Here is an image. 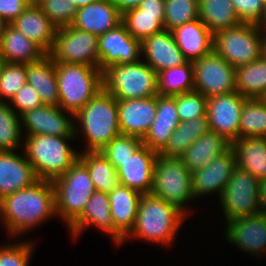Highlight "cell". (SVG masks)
<instances>
[{"label":"cell","instance_id":"obj_1","mask_svg":"<svg viewBox=\"0 0 266 266\" xmlns=\"http://www.w3.org/2000/svg\"><path fill=\"white\" fill-rule=\"evenodd\" d=\"M55 216L54 188L50 181L38 179L0 200V222L14 238Z\"/></svg>","mask_w":266,"mask_h":266},{"label":"cell","instance_id":"obj_2","mask_svg":"<svg viewBox=\"0 0 266 266\" xmlns=\"http://www.w3.org/2000/svg\"><path fill=\"white\" fill-rule=\"evenodd\" d=\"M74 119L81 125V130L75 125V136L82 135L88 143L83 151L100 152L113 138L121 135L117 99L103 89L74 115Z\"/></svg>","mask_w":266,"mask_h":266},{"label":"cell","instance_id":"obj_3","mask_svg":"<svg viewBox=\"0 0 266 266\" xmlns=\"http://www.w3.org/2000/svg\"><path fill=\"white\" fill-rule=\"evenodd\" d=\"M188 216L176 206L152 194L141 196L136 221L124 238L134 237L144 241L170 245L175 239L182 221Z\"/></svg>","mask_w":266,"mask_h":266},{"label":"cell","instance_id":"obj_4","mask_svg":"<svg viewBox=\"0 0 266 266\" xmlns=\"http://www.w3.org/2000/svg\"><path fill=\"white\" fill-rule=\"evenodd\" d=\"M24 137V154L40 180L52 182L61 177L79 159L80 152L74 150L67 142L76 139L75 137L44 134Z\"/></svg>","mask_w":266,"mask_h":266},{"label":"cell","instance_id":"obj_5","mask_svg":"<svg viewBox=\"0 0 266 266\" xmlns=\"http://www.w3.org/2000/svg\"><path fill=\"white\" fill-rule=\"evenodd\" d=\"M59 107L76 114L102 89V71L98 67L55 62Z\"/></svg>","mask_w":266,"mask_h":266},{"label":"cell","instance_id":"obj_6","mask_svg":"<svg viewBox=\"0 0 266 266\" xmlns=\"http://www.w3.org/2000/svg\"><path fill=\"white\" fill-rule=\"evenodd\" d=\"M102 89L117 100L158 95V73L145 61L112 65L102 71Z\"/></svg>","mask_w":266,"mask_h":266},{"label":"cell","instance_id":"obj_7","mask_svg":"<svg viewBox=\"0 0 266 266\" xmlns=\"http://www.w3.org/2000/svg\"><path fill=\"white\" fill-rule=\"evenodd\" d=\"M55 212L67 228L81 215L96 191L87 167L78 159L61 177L52 181Z\"/></svg>","mask_w":266,"mask_h":266},{"label":"cell","instance_id":"obj_8","mask_svg":"<svg viewBox=\"0 0 266 266\" xmlns=\"http://www.w3.org/2000/svg\"><path fill=\"white\" fill-rule=\"evenodd\" d=\"M155 197L164 199L187 216L186 205L195 199L192 192L191 172L183 161L177 157H166L158 154L154 168V182L151 192ZM185 206V207H183Z\"/></svg>","mask_w":266,"mask_h":266},{"label":"cell","instance_id":"obj_9","mask_svg":"<svg viewBox=\"0 0 266 266\" xmlns=\"http://www.w3.org/2000/svg\"><path fill=\"white\" fill-rule=\"evenodd\" d=\"M262 32L252 23L221 30L213 34V51L231 66L249 64L261 57Z\"/></svg>","mask_w":266,"mask_h":266},{"label":"cell","instance_id":"obj_10","mask_svg":"<svg viewBox=\"0 0 266 266\" xmlns=\"http://www.w3.org/2000/svg\"><path fill=\"white\" fill-rule=\"evenodd\" d=\"M258 191L259 181L236 167L219 198L226 222L261 213Z\"/></svg>","mask_w":266,"mask_h":266},{"label":"cell","instance_id":"obj_11","mask_svg":"<svg viewBox=\"0 0 266 266\" xmlns=\"http://www.w3.org/2000/svg\"><path fill=\"white\" fill-rule=\"evenodd\" d=\"M49 55L54 62L98 67V36L71 25L59 27Z\"/></svg>","mask_w":266,"mask_h":266},{"label":"cell","instance_id":"obj_12","mask_svg":"<svg viewBox=\"0 0 266 266\" xmlns=\"http://www.w3.org/2000/svg\"><path fill=\"white\" fill-rule=\"evenodd\" d=\"M192 64L195 91L207 98L236 91V68L213 50Z\"/></svg>","mask_w":266,"mask_h":266},{"label":"cell","instance_id":"obj_13","mask_svg":"<svg viewBox=\"0 0 266 266\" xmlns=\"http://www.w3.org/2000/svg\"><path fill=\"white\" fill-rule=\"evenodd\" d=\"M245 99L237 91L207 98L210 131L223 136L231 144L238 140L241 110Z\"/></svg>","mask_w":266,"mask_h":266},{"label":"cell","instance_id":"obj_14","mask_svg":"<svg viewBox=\"0 0 266 266\" xmlns=\"http://www.w3.org/2000/svg\"><path fill=\"white\" fill-rule=\"evenodd\" d=\"M98 54L101 71L112 65L134 63L142 55L141 41L132 37L121 23L98 36Z\"/></svg>","mask_w":266,"mask_h":266},{"label":"cell","instance_id":"obj_15","mask_svg":"<svg viewBox=\"0 0 266 266\" xmlns=\"http://www.w3.org/2000/svg\"><path fill=\"white\" fill-rule=\"evenodd\" d=\"M68 114V115H65ZM74 114L64 111L59 106L45 105L26 111L21 117V127L25 136L44 134L59 137H76Z\"/></svg>","mask_w":266,"mask_h":266},{"label":"cell","instance_id":"obj_16","mask_svg":"<svg viewBox=\"0 0 266 266\" xmlns=\"http://www.w3.org/2000/svg\"><path fill=\"white\" fill-rule=\"evenodd\" d=\"M226 225L224 237L229 244L258 257L266 251V214L239 217Z\"/></svg>","mask_w":266,"mask_h":266},{"label":"cell","instance_id":"obj_17","mask_svg":"<svg viewBox=\"0 0 266 266\" xmlns=\"http://www.w3.org/2000/svg\"><path fill=\"white\" fill-rule=\"evenodd\" d=\"M235 168L236 158L230 147L220 156H216L204 168L192 172V192L195 199L200 195H210L214 192L220 198Z\"/></svg>","mask_w":266,"mask_h":266},{"label":"cell","instance_id":"obj_18","mask_svg":"<svg viewBox=\"0 0 266 266\" xmlns=\"http://www.w3.org/2000/svg\"><path fill=\"white\" fill-rule=\"evenodd\" d=\"M90 225L109 234L116 245L123 244L124 237L114 228L108 193L95 191L91 195L81 215L68 227L69 233L77 238Z\"/></svg>","mask_w":266,"mask_h":266},{"label":"cell","instance_id":"obj_19","mask_svg":"<svg viewBox=\"0 0 266 266\" xmlns=\"http://www.w3.org/2000/svg\"><path fill=\"white\" fill-rule=\"evenodd\" d=\"M158 152L142 145L117 170L119 182L142 194H151Z\"/></svg>","mask_w":266,"mask_h":266},{"label":"cell","instance_id":"obj_20","mask_svg":"<svg viewBox=\"0 0 266 266\" xmlns=\"http://www.w3.org/2000/svg\"><path fill=\"white\" fill-rule=\"evenodd\" d=\"M165 0H142L139 7L122 13L121 23L134 38L142 41L164 30Z\"/></svg>","mask_w":266,"mask_h":266},{"label":"cell","instance_id":"obj_21","mask_svg":"<svg viewBox=\"0 0 266 266\" xmlns=\"http://www.w3.org/2000/svg\"><path fill=\"white\" fill-rule=\"evenodd\" d=\"M117 107L121 135L143 138L156 116L157 95L117 100Z\"/></svg>","mask_w":266,"mask_h":266},{"label":"cell","instance_id":"obj_22","mask_svg":"<svg viewBox=\"0 0 266 266\" xmlns=\"http://www.w3.org/2000/svg\"><path fill=\"white\" fill-rule=\"evenodd\" d=\"M141 49L145 62L157 73L188 62L178 48L172 31L163 30L146 37L141 41Z\"/></svg>","mask_w":266,"mask_h":266},{"label":"cell","instance_id":"obj_23","mask_svg":"<svg viewBox=\"0 0 266 266\" xmlns=\"http://www.w3.org/2000/svg\"><path fill=\"white\" fill-rule=\"evenodd\" d=\"M10 25L37 44L46 54L53 49L58 27L34 1Z\"/></svg>","mask_w":266,"mask_h":266},{"label":"cell","instance_id":"obj_24","mask_svg":"<svg viewBox=\"0 0 266 266\" xmlns=\"http://www.w3.org/2000/svg\"><path fill=\"white\" fill-rule=\"evenodd\" d=\"M0 151V200L38 180L24 152Z\"/></svg>","mask_w":266,"mask_h":266},{"label":"cell","instance_id":"obj_25","mask_svg":"<svg viewBox=\"0 0 266 266\" xmlns=\"http://www.w3.org/2000/svg\"><path fill=\"white\" fill-rule=\"evenodd\" d=\"M122 13L110 0H99L77 9L71 26L100 36L121 24Z\"/></svg>","mask_w":266,"mask_h":266},{"label":"cell","instance_id":"obj_26","mask_svg":"<svg viewBox=\"0 0 266 266\" xmlns=\"http://www.w3.org/2000/svg\"><path fill=\"white\" fill-rule=\"evenodd\" d=\"M180 123L175 98L157 95V110L153 123L142 138L143 145L159 152Z\"/></svg>","mask_w":266,"mask_h":266},{"label":"cell","instance_id":"obj_27","mask_svg":"<svg viewBox=\"0 0 266 266\" xmlns=\"http://www.w3.org/2000/svg\"><path fill=\"white\" fill-rule=\"evenodd\" d=\"M172 33L188 61L200 59L213 50V34L200 19L176 27Z\"/></svg>","mask_w":266,"mask_h":266},{"label":"cell","instance_id":"obj_28","mask_svg":"<svg viewBox=\"0 0 266 266\" xmlns=\"http://www.w3.org/2000/svg\"><path fill=\"white\" fill-rule=\"evenodd\" d=\"M114 228L125 238L133 229L142 193L119 184L108 193Z\"/></svg>","mask_w":266,"mask_h":266},{"label":"cell","instance_id":"obj_29","mask_svg":"<svg viewBox=\"0 0 266 266\" xmlns=\"http://www.w3.org/2000/svg\"><path fill=\"white\" fill-rule=\"evenodd\" d=\"M26 82L36 90L43 104L59 105L55 62L49 54L26 65Z\"/></svg>","mask_w":266,"mask_h":266},{"label":"cell","instance_id":"obj_30","mask_svg":"<svg viewBox=\"0 0 266 266\" xmlns=\"http://www.w3.org/2000/svg\"><path fill=\"white\" fill-rule=\"evenodd\" d=\"M46 53L24 34L8 24L0 41L1 62L29 64L39 61Z\"/></svg>","mask_w":266,"mask_h":266},{"label":"cell","instance_id":"obj_31","mask_svg":"<svg viewBox=\"0 0 266 266\" xmlns=\"http://www.w3.org/2000/svg\"><path fill=\"white\" fill-rule=\"evenodd\" d=\"M236 167L254 176L266 179V137H245L231 144Z\"/></svg>","mask_w":266,"mask_h":266},{"label":"cell","instance_id":"obj_32","mask_svg":"<svg viewBox=\"0 0 266 266\" xmlns=\"http://www.w3.org/2000/svg\"><path fill=\"white\" fill-rule=\"evenodd\" d=\"M231 147L223 136L209 131L192 143L180 156L185 167L192 173L204 168L216 156H220Z\"/></svg>","mask_w":266,"mask_h":266},{"label":"cell","instance_id":"obj_33","mask_svg":"<svg viewBox=\"0 0 266 266\" xmlns=\"http://www.w3.org/2000/svg\"><path fill=\"white\" fill-rule=\"evenodd\" d=\"M210 131L207 117L180 122L166 145L158 152L161 156L177 157L187 150L202 135Z\"/></svg>","mask_w":266,"mask_h":266},{"label":"cell","instance_id":"obj_34","mask_svg":"<svg viewBox=\"0 0 266 266\" xmlns=\"http://www.w3.org/2000/svg\"><path fill=\"white\" fill-rule=\"evenodd\" d=\"M199 19L212 34L241 24L232 0H199Z\"/></svg>","mask_w":266,"mask_h":266},{"label":"cell","instance_id":"obj_35","mask_svg":"<svg viewBox=\"0 0 266 266\" xmlns=\"http://www.w3.org/2000/svg\"><path fill=\"white\" fill-rule=\"evenodd\" d=\"M236 91L245 98H266V60L236 67Z\"/></svg>","mask_w":266,"mask_h":266},{"label":"cell","instance_id":"obj_36","mask_svg":"<svg viewBox=\"0 0 266 266\" xmlns=\"http://www.w3.org/2000/svg\"><path fill=\"white\" fill-rule=\"evenodd\" d=\"M79 160L87 167L96 191L109 193L120 184L117 170L101 152L82 151Z\"/></svg>","mask_w":266,"mask_h":266},{"label":"cell","instance_id":"obj_37","mask_svg":"<svg viewBox=\"0 0 266 266\" xmlns=\"http://www.w3.org/2000/svg\"><path fill=\"white\" fill-rule=\"evenodd\" d=\"M266 137V98H246L241 110L239 139Z\"/></svg>","mask_w":266,"mask_h":266},{"label":"cell","instance_id":"obj_38","mask_svg":"<svg viewBox=\"0 0 266 266\" xmlns=\"http://www.w3.org/2000/svg\"><path fill=\"white\" fill-rule=\"evenodd\" d=\"M191 91H194L192 61L158 73L159 95L174 96Z\"/></svg>","mask_w":266,"mask_h":266},{"label":"cell","instance_id":"obj_39","mask_svg":"<svg viewBox=\"0 0 266 266\" xmlns=\"http://www.w3.org/2000/svg\"><path fill=\"white\" fill-rule=\"evenodd\" d=\"M22 132L21 117L9 103L0 102V151L23 148Z\"/></svg>","mask_w":266,"mask_h":266},{"label":"cell","instance_id":"obj_40","mask_svg":"<svg viewBox=\"0 0 266 266\" xmlns=\"http://www.w3.org/2000/svg\"><path fill=\"white\" fill-rule=\"evenodd\" d=\"M199 19V0H165L164 30Z\"/></svg>","mask_w":266,"mask_h":266},{"label":"cell","instance_id":"obj_41","mask_svg":"<svg viewBox=\"0 0 266 266\" xmlns=\"http://www.w3.org/2000/svg\"><path fill=\"white\" fill-rule=\"evenodd\" d=\"M25 83L26 64L0 63V102L9 103Z\"/></svg>","mask_w":266,"mask_h":266},{"label":"cell","instance_id":"obj_42","mask_svg":"<svg viewBox=\"0 0 266 266\" xmlns=\"http://www.w3.org/2000/svg\"><path fill=\"white\" fill-rule=\"evenodd\" d=\"M143 145L142 138L119 135L113 138L100 152L118 170L121 163Z\"/></svg>","mask_w":266,"mask_h":266},{"label":"cell","instance_id":"obj_43","mask_svg":"<svg viewBox=\"0 0 266 266\" xmlns=\"http://www.w3.org/2000/svg\"><path fill=\"white\" fill-rule=\"evenodd\" d=\"M173 97L180 122L207 117V97L200 92L194 90Z\"/></svg>","mask_w":266,"mask_h":266},{"label":"cell","instance_id":"obj_44","mask_svg":"<svg viewBox=\"0 0 266 266\" xmlns=\"http://www.w3.org/2000/svg\"><path fill=\"white\" fill-rule=\"evenodd\" d=\"M34 2L58 28L71 25L78 9L74 2L68 0H34Z\"/></svg>","mask_w":266,"mask_h":266},{"label":"cell","instance_id":"obj_45","mask_svg":"<svg viewBox=\"0 0 266 266\" xmlns=\"http://www.w3.org/2000/svg\"><path fill=\"white\" fill-rule=\"evenodd\" d=\"M34 244L28 241L0 246V266H28Z\"/></svg>","mask_w":266,"mask_h":266},{"label":"cell","instance_id":"obj_46","mask_svg":"<svg viewBox=\"0 0 266 266\" xmlns=\"http://www.w3.org/2000/svg\"><path fill=\"white\" fill-rule=\"evenodd\" d=\"M232 3L241 23L258 25L263 19L266 9L264 0H232Z\"/></svg>","mask_w":266,"mask_h":266},{"label":"cell","instance_id":"obj_47","mask_svg":"<svg viewBox=\"0 0 266 266\" xmlns=\"http://www.w3.org/2000/svg\"><path fill=\"white\" fill-rule=\"evenodd\" d=\"M9 104L19 116L43 105L36 90L27 82L16 92Z\"/></svg>","mask_w":266,"mask_h":266},{"label":"cell","instance_id":"obj_48","mask_svg":"<svg viewBox=\"0 0 266 266\" xmlns=\"http://www.w3.org/2000/svg\"><path fill=\"white\" fill-rule=\"evenodd\" d=\"M34 0H0V16L10 24Z\"/></svg>","mask_w":266,"mask_h":266},{"label":"cell","instance_id":"obj_49","mask_svg":"<svg viewBox=\"0 0 266 266\" xmlns=\"http://www.w3.org/2000/svg\"><path fill=\"white\" fill-rule=\"evenodd\" d=\"M115 7L121 12L139 7L142 0H110Z\"/></svg>","mask_w":266,"mask_h":266},{"label":"cell","instance_id":"obj_50","mask_svg":"<svg viewBox=\"0 0 266 266\" xmlns=\"http://www.w3.org/2000/svg\"><path fill=\"white\" fill-rule=\"evenodd\" d=\"M258 195L261 213L266 214V179L259 181Z\"/></svg>","mask_w":266,"mask_h":266},{"label":"cell","instance_id":"obj_51","mask_svg":"<svg viewBox=\"0 0 266 266\" xmlns=\"http://www.w3.org/2000/svg\"><path fill=\"white\" fill-rule=\"evenodd\" d=\"M68 1L74 2L77 8H81L99 0H68Z\"/></svg>","mask_w":266,"mask_h":266},{"label":"cell","instance_id":"obj_52","mask_svg":"<svg viewBox=\"0 0 266 266\" xmlns=\"http://www.w3.org/2000/svg\"><path fill=\"white\" fill-rule=\"evenodd\" d=\"M261 57L266 60V33H262Z\"/></svg>","mask_w":266,"mask_h":266},{"label":"cell","instance_id":"obj_53","mask_svg":"<svg viewBox=\"0 0 266 266\" xmlns=\"http://www.w3.org/2000/svg\"><path fill=\"white\" fill-rule=\"evenodd\" d=\"M258 26L262 33H266V9H265V14L263 16V19L260 21Z\"/></svg>","mask_w":266,"mask_h":266},{"label":"cell","instance_id":"obj_54","mask_svg":"<svg viewBox=\"0 0 266 266\" xmlns=\"http://www.w3.org/2000/svg\"><path fill=\"white\" fill-rule=\"evenodd\" d=\"M8 23L0 16V41Z\"/></svg>","mask_w":266,"mask_h":266}]
</instances>
